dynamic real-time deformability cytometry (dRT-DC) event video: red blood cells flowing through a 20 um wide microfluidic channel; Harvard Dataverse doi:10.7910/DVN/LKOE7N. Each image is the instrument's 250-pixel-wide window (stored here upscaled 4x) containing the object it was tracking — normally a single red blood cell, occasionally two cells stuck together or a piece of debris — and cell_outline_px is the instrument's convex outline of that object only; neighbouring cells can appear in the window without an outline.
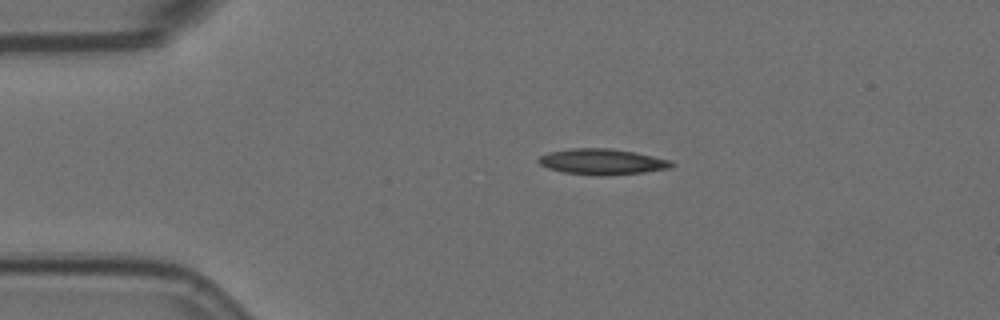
{"species": "Egyptian fruit bat (a non-hibernating species)", "species_latin": "Rousettus aegyptiacus", "temperature_condition": "room temperature", "stored_images_in_passage": 4, "camera_frame_rate_fps": 3000, "um_per_image_px": 0.085, "animal": {"sex": "female"}, "frame": {"image": 1, "passage_image": 3, "time_ms": 0.667, "image_size_px": [1000, 320], "cell_outline_px": [[676, 164], [668, 168], [644, 172], [604, 176], [564, 172], [548, 168], [540, 164], [536, 160], [540, 156], [548, 152], [572, 148], [608, 148], [636, 152], [672, 160]], "centroid_in_image_um": [51.2, 13.74], "position_along_channel_um": 33.8, "area_um2": 20.0}}